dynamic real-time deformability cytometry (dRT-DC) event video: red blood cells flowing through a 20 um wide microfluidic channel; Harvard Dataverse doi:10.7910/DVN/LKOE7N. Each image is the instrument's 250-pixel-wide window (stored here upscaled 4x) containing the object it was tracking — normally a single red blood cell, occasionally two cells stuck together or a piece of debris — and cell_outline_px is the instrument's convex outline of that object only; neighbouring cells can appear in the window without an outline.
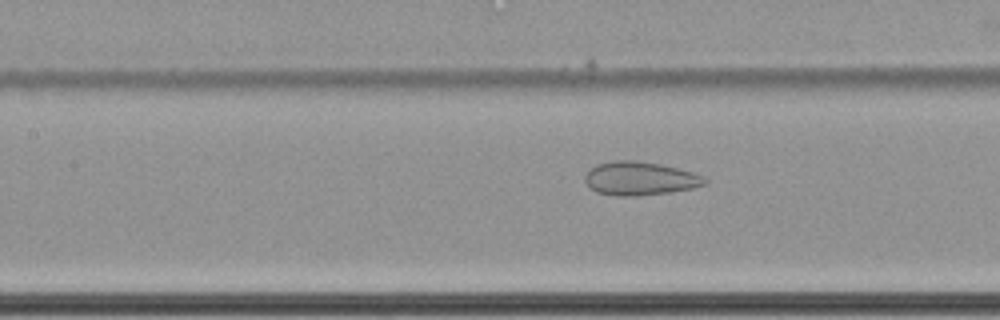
{"species": "common noctule bat (a hibernating species)", "species_latin": "Nyctalus noctula", "temperature_condition": "cold", "stored_images_in_passage": 62, "camera_frame_rate_fps": 3000, "um_per_image_px": 0.085, "animal": {"sex": "female", "body_mass_g": 22.7, "forearm_length_mm": 54.2}, "frame": {"image": 1, "passage_image": 30, "time_ms": 9.667, "image_size_px": [1000, 320], "cell_outline_px": [[708, 184], [692, 188], [672, 192], [636, 196], [616, 196], [596, 192], [588, 188], [584, 180], [584, 176], [596, 164], [616, 160], [636, 160], [660, 164], [692, 172], [704, 176], [708, 180]], "centroid_in_image_um": [54.39, 15.18], "position_along_channel_um": 153.0, "area_um2": 23.64}}
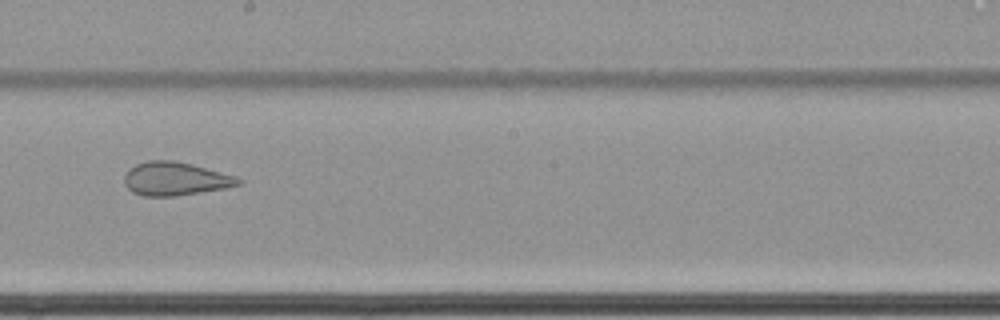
{"frame": {"image": 2, "passage_image": 37, "time_ms": 12.0, "image_size_px": [1000, 320], "cell_outline_px": [[244, 180], [240, 184], [224, 188], [176, 196], [144, 196], [132, 192], [124, 184], [124, 176], [128, 168], [136, 164], [148, 160], [172, 160], [192, 164], [236, 176]], "centroid_in_image_um": [14.87, 15.19], "position_along_channel_um": 233.3, "area_um2": 22.25}}
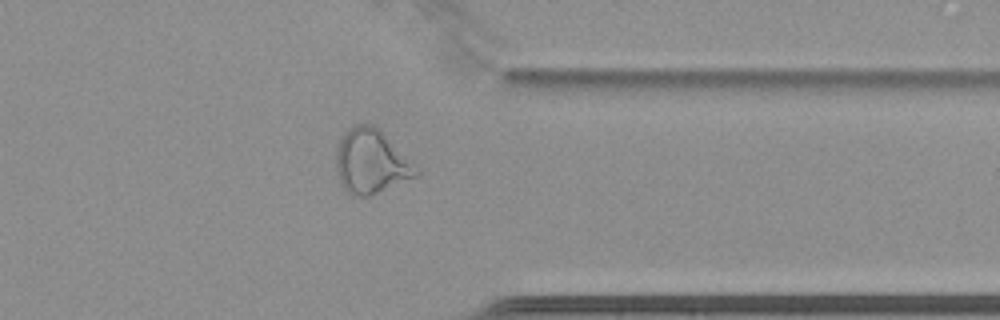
{"frame": {"image": 3, "passage_image": 50, "time_ms": 16.333, "image_size_px": [1000, 320], "cell_outline_px": [[420, 172], [416, 176], [368, 196], [352, 196], [344, 188], [340, 180], [336, 168], [336, 152], [340, 140], [344, 132], [356, 124], [372, 124]], "centroid_in_image_um": [31.47, 13.76], "position_along_channel_um": 379.9, "area_um2": 28.73}}